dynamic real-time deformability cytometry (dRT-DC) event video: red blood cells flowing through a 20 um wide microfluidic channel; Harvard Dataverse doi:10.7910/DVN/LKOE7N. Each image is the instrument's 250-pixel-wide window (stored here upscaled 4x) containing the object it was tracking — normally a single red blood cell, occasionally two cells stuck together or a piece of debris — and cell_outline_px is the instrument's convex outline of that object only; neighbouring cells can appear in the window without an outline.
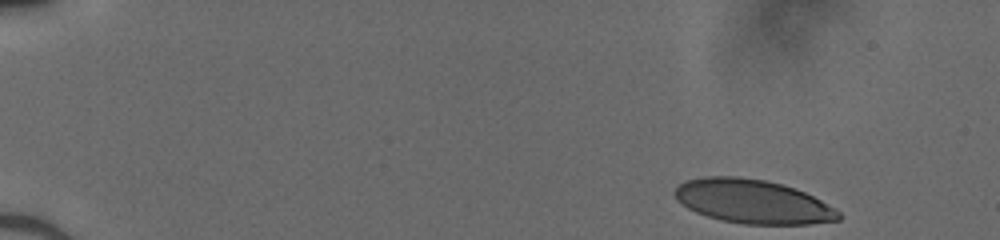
{"species": "human", "species_latin": "Homo sapiens", "temperature_condition": "cold", "stored_images_in_passage": 46, "camera_frame_rate_fps": 3000, "um_per_image_px": 0.085, "donor": {"sex": "male"}, "frame": {"image": 1, "passage_image": 1, "time_ms": 0.0, "image_size_px": [1000, 240], "cell_outline_px": [[840, 220], [808, 224], [744, 224], [720, 220], [696, 212], [688, 208], [676, 200], [672, 192], [680, 184], [688, 180], [704, 176], [736, 176], [764, 180], [796, 188], [820, 200], [840, 212]], "centroid_in_image_um": [63.95, 17.13], "position_along_channel_um": 21.0, "area_um2": 41.73}}
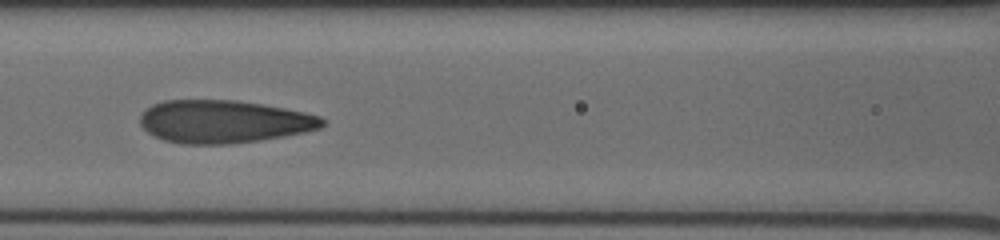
{"frame": {"image": 2, "passage_image": 20, "time_ms": 6.333, "image_size_px": [1000, 240], "cell_outline_px": [[324, 124], [320, 128], [304, 132], [284, 136], [260, 140], [232, 144], [180, 144], [164, 140], [148, 132], [140, 124], [140, 116], [152, 104], [164, 100], [236, 100], [264, 104], [304, 112], [320, 116], [324, 120]], "centroid_in_image_um": [19.02, 10.33], "position_along_channel_um": 147.6, "area_um2": 45.49}}
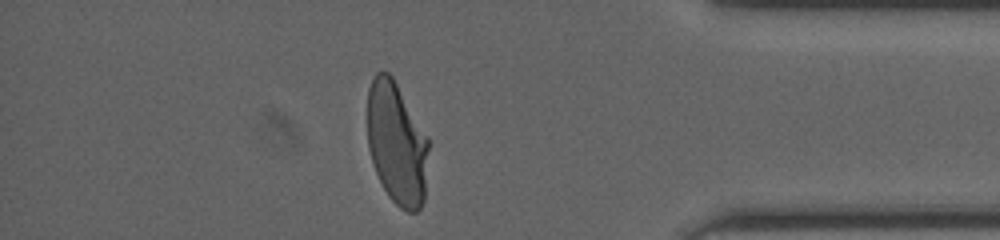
{"frame": {"image": 3, "passage_image": 40, "time_ms": 13.0, "image_size_px": [1000, 240], "cell_outline_px": [[428, 148], [424, 200], [420, 208], [416, 212], [408, 212], [400, 208], [388, 196], [376, 172], [368, 148], [368, 88], [376, 72], [388, 72], [392, 76], [428, 140]], "centroid_in_image_um": [33.7, 12.22], "position_along_channel_um": 401.5, "area_um2": 43.0}}